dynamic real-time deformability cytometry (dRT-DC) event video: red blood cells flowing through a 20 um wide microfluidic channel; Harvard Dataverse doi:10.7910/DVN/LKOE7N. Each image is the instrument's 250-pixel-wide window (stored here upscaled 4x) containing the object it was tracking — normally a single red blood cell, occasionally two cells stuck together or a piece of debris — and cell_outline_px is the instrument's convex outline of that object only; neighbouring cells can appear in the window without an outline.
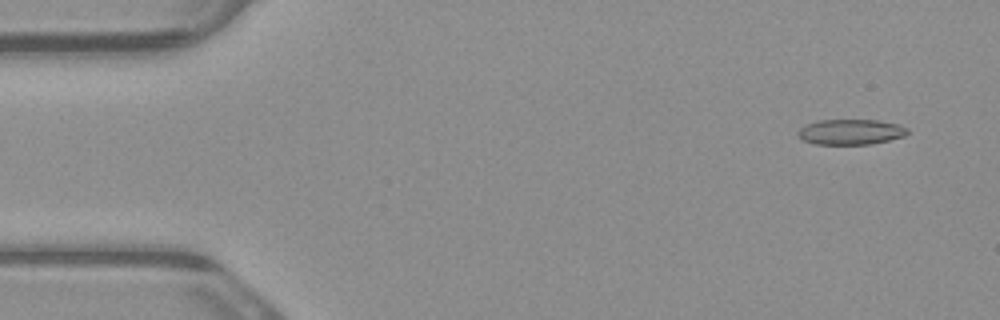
{"species": "common noctule bat (a hibernating species)", "species_latin": "Nyctalus noctula", "temperature_condition": "warm", "stored_images_in_passage": 5, "camera_frame_rate_fps": 3000, "um_per_image_px": 0.085, "animal": {"sex": "male", "body_mass_g": 23.1, "forearm_length_mm": 52.7}, "frame": {"image": 1, "passage_image": 2, "time_ms": 0.333, "image_size_px": [1000, 320], "cell_outline_px": [[908, 132], [904, 136], [872, 144], [816, 144], [804, 140], [796, 132], [800, 128], [808, 124], [820, 120], [880, 120], [900, 124], [908, 128]], "centroid_in_image_um": [72.35, 11.2], "position_along_channel_um": 12.6, "area_um2": 16.13}}
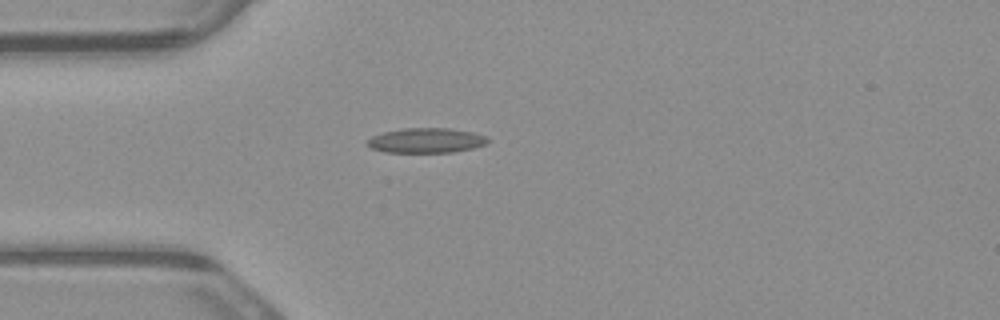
{"frame": {"image": 2, "passage_image": 5, "time_ms": 1.333, "image_size_px": [1000, 320], "cell_outline_px": [[488, 140], [484, 144], [472, 148], [452, 152], [384, 152], [372, 148], [364, 144], [364, 140], [372, 136], [384, 132], [404, 128], [448, 128], [476, 132], [488, 136]], "centroid_in_image_um": [36.19, 11.93], "position_along_channel_um": 48.8, "area_um2": 17.57}}